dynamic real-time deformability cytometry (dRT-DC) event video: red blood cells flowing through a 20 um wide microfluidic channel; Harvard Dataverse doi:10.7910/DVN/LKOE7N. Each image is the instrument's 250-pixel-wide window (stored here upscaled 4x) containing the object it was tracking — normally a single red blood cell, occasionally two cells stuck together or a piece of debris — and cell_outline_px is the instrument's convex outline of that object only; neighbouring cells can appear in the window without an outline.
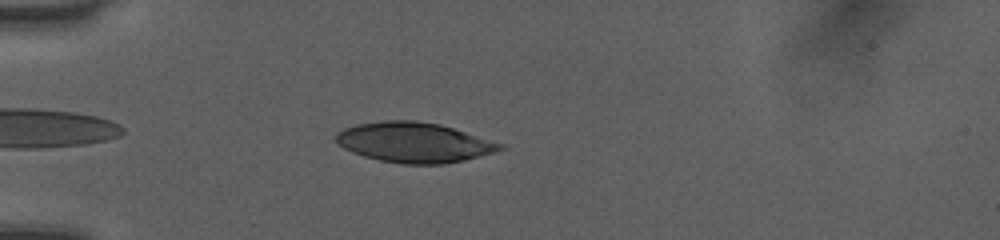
{"species": "human", "species_latin": "Homo sapiens", "temperature_condition": "room temperature", "stored_images_in_passage": 40, "camera_frame_rate_fps": 3000, "um_per_image_px": 0.085, "donor": {"sex": "female"}, "frame": {"image": 1, "passage_image": 4, "time_ms": 1.0, "image_size_px": [1000, 240], "cell_outline_px": [[504, 148], [496, 152], [464, 160], [444, 164], [404, 164], [380, 160], [364, 156], [352, 152], [344, 148], [336, 140], [336, 132], [344, 128], [356, 124], [384, 120], [416, 120], [440, 124], [504, 144]], "centroid_in_image_um": [35.2, 12.1], "position_along_channel_um": 49.8, "area_um2": 38.26}}
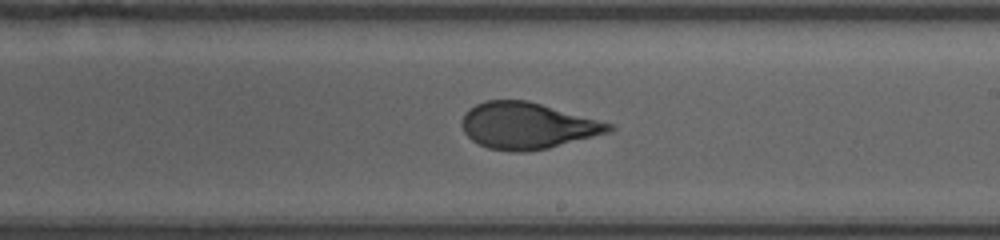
{"frame": {"image": 2, "passage_image": 20, "time_ms": 6.333, "image_size_px": [1000, 240], "cell_outline_px": [[616, 128], [612, 132], [548, 148], [524, 152], [516, 152], [488, 148], [472, 140], [464, 132], [460, 124], [464, 112], [468, 108], [484, 100], [528, 100], [612, 124]], "centroid_in_image_um": [44.8, 10.68], "position_along_channel_um": 244.2, "area_um2": 39.82}}
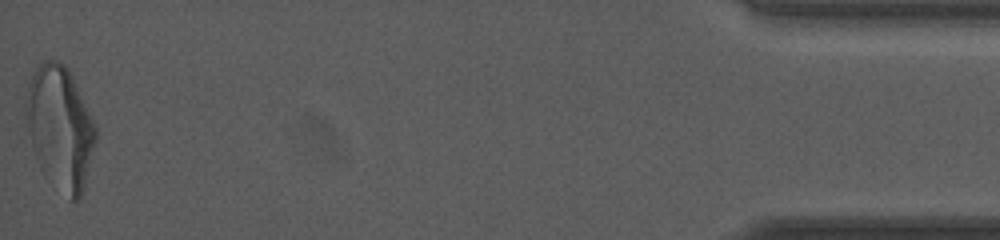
{"frame": {"image": 3, "passage_image": 40, "time_ms": 13.0, "image_size_px": [1000, 240], "cell_outline_px": [[96, 140], [84, 184], [80, 196], [76, 200], [72, 200], [44, 176], [36, 160], [32, 148], [24, 108], [24, 100], [28, 84], [32, 72], [44, 60], [60, 60], [68, 68], [72, 76], [96, 128]], "centroid_in_image_um": [5.06, 10.81], "position_along_channel_um": 430.1, "area_um2": 49.59}, "authors_computed_cell_mechanics": {"area_um2": 40.0554, "velocity_mm_per_s": 4.0645, "shape_relaxation_time_tau1_ms": 4.1911, "shape_relaxation_time_tau2_ms": 0.8266, "deformation_change_tau1": 0.1993, "deformation_change_tau2": 0.0738}}